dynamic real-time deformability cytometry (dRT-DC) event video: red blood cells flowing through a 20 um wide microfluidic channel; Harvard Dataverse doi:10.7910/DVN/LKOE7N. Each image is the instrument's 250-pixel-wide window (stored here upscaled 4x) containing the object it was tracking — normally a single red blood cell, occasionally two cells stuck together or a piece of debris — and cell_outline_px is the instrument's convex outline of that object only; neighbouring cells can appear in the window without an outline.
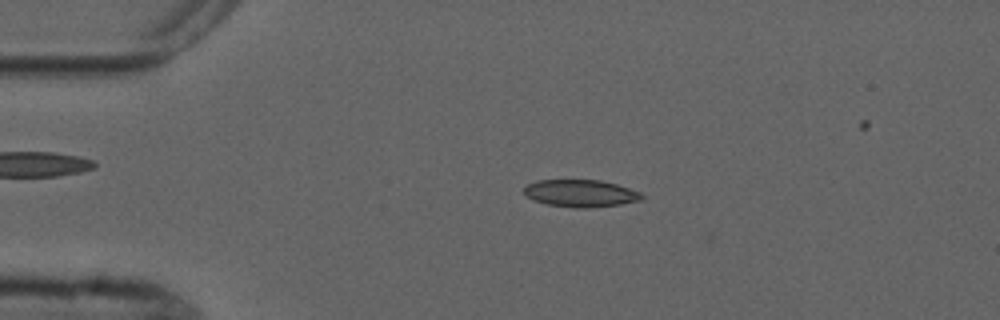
{"species": "common noctule bat (a hibernating species)", "species_latin": "Nyctalus noctula", "temperature_condition": "cold", "stored_images_in_passage": 5, "camera_frame_rate_fps": 3000, "um_per_image_px": 0.085, "animal": {"sex": "male", "forearm_length_mm": 52.5}, "frame": {"image": 1, "passage_image": 3, "time_ms": 2.333, "image_size_px": [1000, 320], "cell_outline_px": [[644, 200], [620, 204], [588, 208], [576, 208], [548, 204], [532, 200], [524, 196], [524, 188], [528, 184], [536, 180], [600, 180], [616, 184], [640, 192], [644, 196]], "centroid_in_image_um": [49.34, 16.43], "position_along_channel_um": 35.7, "area_um2": 18.79}}